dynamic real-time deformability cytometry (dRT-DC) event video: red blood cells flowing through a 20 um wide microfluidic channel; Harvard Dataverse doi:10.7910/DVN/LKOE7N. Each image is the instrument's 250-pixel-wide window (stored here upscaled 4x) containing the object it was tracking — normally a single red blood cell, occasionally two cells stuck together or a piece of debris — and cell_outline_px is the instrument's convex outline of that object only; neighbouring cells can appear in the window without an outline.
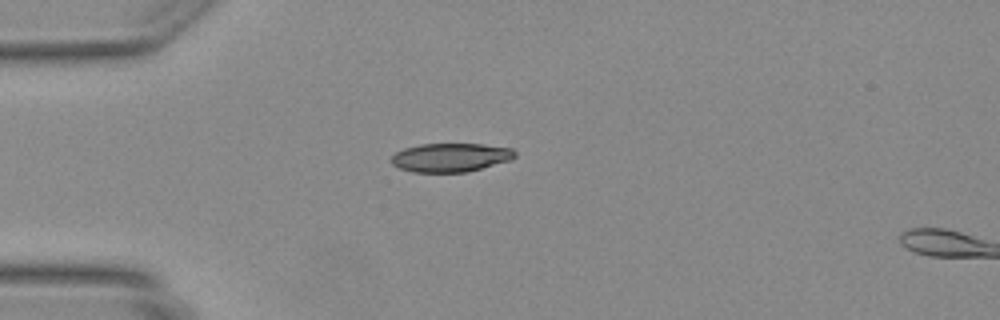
{"species": "Egyptian fruit bat (a non-hibernating species)", "species_latin": "Rousettus aegyptiacus", "temperature_condition": "warm", "stored_images_in_passage": 3, "camera_frame_rate_fps": 3000, "um_per_image_px": 0.085, "animal": {"sex": "female"}, "frame": {"image": 1, "passage_image": 1, "time_ms": 0.0, "image_size_px": [1000, 320], "cell_outline_px": [[516, 156], [512, 160], [468, 172], [412, 172], [400, 168], [392, 164], [392, 156], [396, 152], [404, 148], [420, 144], [480, 144], [512, 148], [516, 152]], "centroid_in_image_um": [38.33, 13.39], "position_along_channel_um": 46.7, "area_um2": 20.75}}